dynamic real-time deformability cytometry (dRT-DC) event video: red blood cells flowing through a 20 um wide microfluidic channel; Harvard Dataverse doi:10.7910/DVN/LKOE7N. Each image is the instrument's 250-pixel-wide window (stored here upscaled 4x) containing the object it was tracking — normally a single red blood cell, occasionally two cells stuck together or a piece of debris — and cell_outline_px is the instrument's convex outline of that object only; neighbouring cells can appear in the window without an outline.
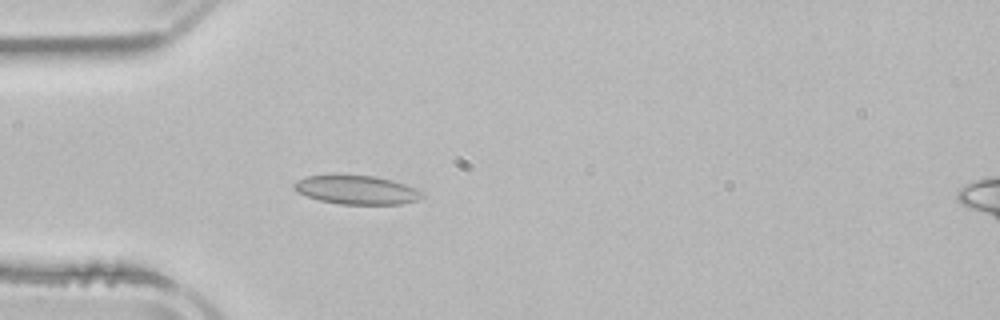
{"species": "common noctule bat (a hibernating species)", "species_latin": "Nyctalus noctula", "temperature_condition": "room temperature", "stored_images_in_passage": 2, "camera_frame_rate_fps": 3000, "um_per_image_px": 0.085, "animal": {"sex": "male", "body_mass_g": 21.5, "forearm_length_mm": 52.0}, "frame": {"image": 1, "passage_image": 2, "time_ms": 1.667, "image_size_px": [1000, 320], "cell_outline_px": [[424, 196], [416, 200], [400, 204], [340, 204], [320, 200], [296, 192], [292, 188], [292, 184], [296, 180], [308, 176], [336, 172], [376, 176], [392, 180], [416, 188], [424, 192]], "centroid_in_image_um": [30.25, 16.09], "position_along_channel_um": 54.7, "area_um2": 22.25}}